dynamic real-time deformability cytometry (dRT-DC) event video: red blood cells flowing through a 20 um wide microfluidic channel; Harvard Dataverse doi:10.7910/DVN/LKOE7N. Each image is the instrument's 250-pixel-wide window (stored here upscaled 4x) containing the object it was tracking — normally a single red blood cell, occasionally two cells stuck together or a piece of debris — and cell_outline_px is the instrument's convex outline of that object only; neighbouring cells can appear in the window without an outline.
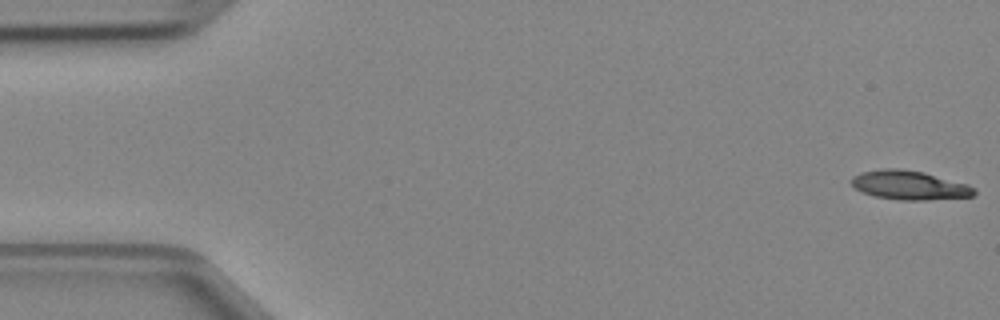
{"species": "Egyptian fruit bat (a non-hibernating species)", "species_latin": "Rousettus aegyptiacus", "temperature_condition": "cold", "stored_images_in_passage": 47, "camera_frame_rate_fps": 3000, "um_per_image_px": 0.085, "animal": {"sex": "female"}, "frame": {"image": 1, "passage_image": 1, "time_ms": 0.0, "image_size_px": [1000, 320], "cell_outline_px": [[976, 192], [972, 196], [928, 200], [900, 200], [876, 196], [864, 192], [856, 188], [852, 184], [852, 176], [860, 172], [880, 168], [900, 168], [924, 172], [968, 184], [976, 188]], "centroid_in_image_um": [77.32, 15.73], "position_along_channel_um": 7.7, "area_um2": 20.81}}
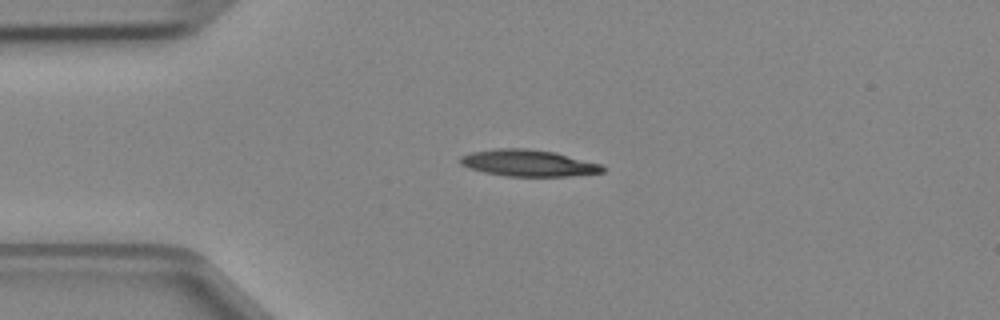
{"frame": {"image": 2, "passage_image": 11, "time_ms": 3.333, "image_size_px": [1000, 320], "cell_outline_px": [[604, 172], [568, 176], [508, 176], [484, 172], [468, 168], [460, 164], [460, 156], [468, 152], [496, 148], [528, 148], [556, 152], [600, 164], [604, 168]], "centroid_in_image_um": [44.85, 13.85], "position_along_channel_um": 40.1, "area_um2": 22.14}}
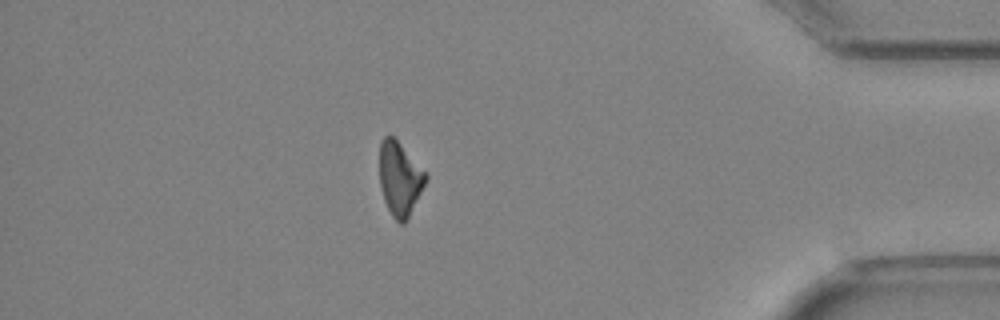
{"frame": {"image": 3, "passage_image": 41, "time_ms": 13.333, "image_size_px": [1000, 320], "cell_outline_px": [[428, 176], [408, 220], [404, 224], [400, 224], [392, 216], [384, 200], [380, 188], [380, 140], [384, 136], [392, 136], [428, 172]], "centroid_in_image_um": [33.99, 15.21], "position_along_channel_um": 401.2, "area_um2": 19.94}}